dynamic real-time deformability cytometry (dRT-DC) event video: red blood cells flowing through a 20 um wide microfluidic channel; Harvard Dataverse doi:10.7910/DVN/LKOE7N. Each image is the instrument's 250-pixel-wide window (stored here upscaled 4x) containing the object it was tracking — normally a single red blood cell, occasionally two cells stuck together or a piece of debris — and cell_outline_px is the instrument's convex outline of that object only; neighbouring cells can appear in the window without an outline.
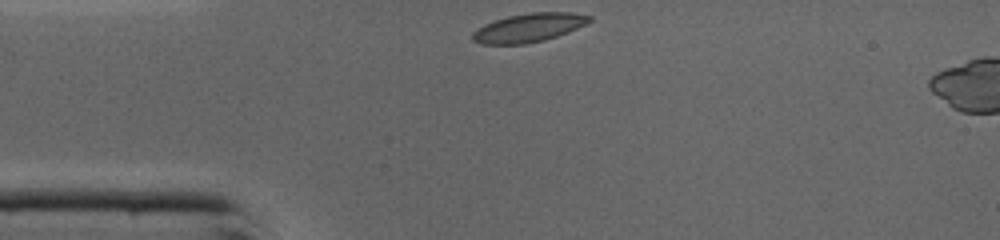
{"species": "common noctule bat (a hibernating species)", "species_latin": "Nyctalus noctula", "temperature_condition": "cold", "stored_images_in_passage": 4, "camera_frame_rate_fps": 3000, "um_per_image_px": 0.085, "animal": {"sex": "male", "body_mass_g": 19.0, "forearm_length_mm": 50.8}, "frame": {"image": 1, "passage_image": 1, "time_ms": 0.0, "image_size_px": [1000, 240], "cell_outline_px": [[592, 20], [568, 32], [544, 40], [524, 44], [480, 44], [472, 40], [472, 32], [484, 24], [508, 16], [532, 12], [568, 12], [592, 16]], "centroid_in_image_um": [44.92, 2.35], "position_along_channel_um": 40.1, "area_um2": 19.36}}